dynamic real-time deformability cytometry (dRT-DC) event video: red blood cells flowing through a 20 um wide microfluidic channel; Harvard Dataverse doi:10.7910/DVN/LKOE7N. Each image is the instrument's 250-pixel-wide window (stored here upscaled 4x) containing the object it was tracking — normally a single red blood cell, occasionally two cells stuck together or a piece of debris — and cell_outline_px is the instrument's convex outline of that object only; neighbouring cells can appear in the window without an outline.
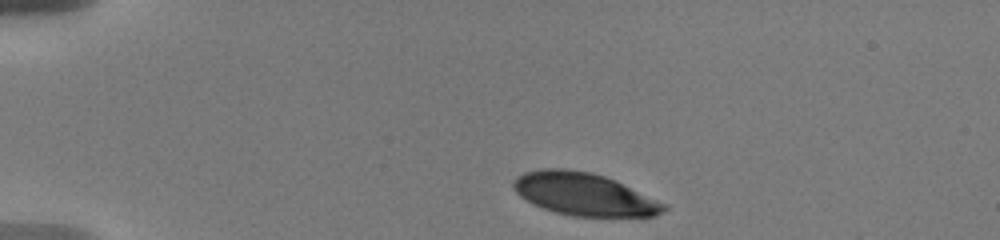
{"species": "human", "species_latin": "Homo sapiens", "temperature_condition": "warm", "stored_images_in_passage": 37, "camera_frame_rate_fps": 3000, "um_per_image_px": 0.085, "donor": {"sex": "male"}, "frame": {"image": 1, "passage_image": 1, "time_ms": 0.0, "image_size_px": [1000, 240], "cell_outline_px": [[668, 208], [664, 212], [656, 216], [572, 216], [556, 212], [532, 204], [520, 196], [512, 188], [512, 180], [516, 176], [524, 172], [544, 168], [564, 168], [592, 172], [616, 180], [668, 204]], "centroid_in_image_um": [49.66, 16.5], "position_along_channel_um": 35.3, "area_um2": 37.69}}
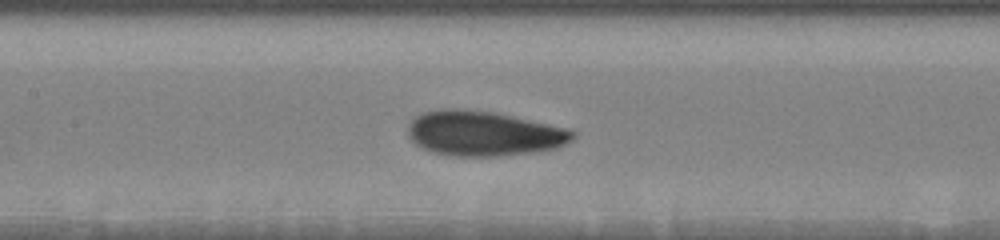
{"frame": {"image": 2, "passage_image": 15, "time_ms": 5.333, "image_size_px": [1000, 240], "cell_outline_px": [[576, 136], [572, 140], [556, 148], [528, 152], [496, 156], [456, 156], [432, 152], [416, 144], [408, 136], [408, 124], [416, 116], [424, 112], [440, 108], [464, 108], [492, 112], [512, 116], [568, 128], [576, 132]], "centroid_in_image_um": [41.09, 11.33], "position_along_channel_um": 166.3, "area_um2": 43.0}}
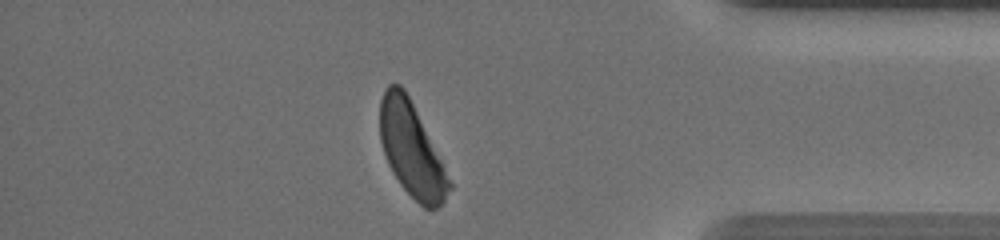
{"frame": {"image": 3, "passage_image": 32, "time_ms": 12.333, "image_size_px": [1000, 240], "cell_outline_px": [[452, 188], [444, 200], [436, 208], [424, 208], [400, 184], [392, 172], [388, 164], [380, 140], [380, 100], [388, 84], [400, 84], [404, 88], [452, 184]], "centroid_in_image_um": [34.95, 12.73], "position_along_channel_um": 400.3, "area_um2": 36.7}, "authors_computed_cell_mechanics": {"area_um2": 41.5582, "velocity_mm_per_s": 3.6508, "shape_relaxation_time_tau1_ms": 3.8111, "shape_relaxation_time_tau2_ms": 1.0373, "deformation_change_tau1": 0.1504, "deformation_change_tau2": 0.0558}}